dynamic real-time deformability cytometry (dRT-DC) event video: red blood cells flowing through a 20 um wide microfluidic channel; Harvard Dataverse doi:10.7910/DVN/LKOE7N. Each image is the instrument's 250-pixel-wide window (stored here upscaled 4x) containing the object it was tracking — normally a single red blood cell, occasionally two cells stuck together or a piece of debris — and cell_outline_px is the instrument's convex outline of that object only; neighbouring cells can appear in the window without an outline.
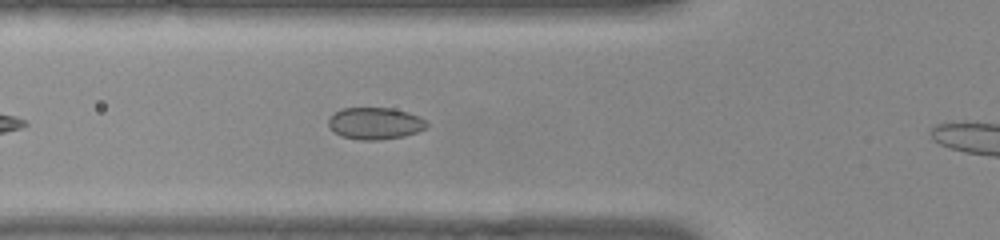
{"species": "common noctule bat (a hibernating species)", "species_latin": "Nyctalus noctula", "temperature_condition": "warm", "stored_images_in_passage": 14, "camera_frame_rate_fps": 3000, "um_per_image_px": 0.085, "animal": {"sex": "female", "body_mass_g": 22.0, "forearm_length_mm": 56.7}, "frame": {"image": 1, "passage_image": 7, "time_ms": 2.0, "image_size_px": [1000, 240], "cell_outline_px": [[428, 124], [424, 128], [416, 132], [404, 136], [380, 140], [360, 140], [340, 136], [328, 124], [328, 120], [340, 108], [392, 108], [408, 112], [424, 120]], "centroid_in_image_um": [31.86, 10.49], "position_along_channel_um": 93.9, "area_um2": 18.03}}